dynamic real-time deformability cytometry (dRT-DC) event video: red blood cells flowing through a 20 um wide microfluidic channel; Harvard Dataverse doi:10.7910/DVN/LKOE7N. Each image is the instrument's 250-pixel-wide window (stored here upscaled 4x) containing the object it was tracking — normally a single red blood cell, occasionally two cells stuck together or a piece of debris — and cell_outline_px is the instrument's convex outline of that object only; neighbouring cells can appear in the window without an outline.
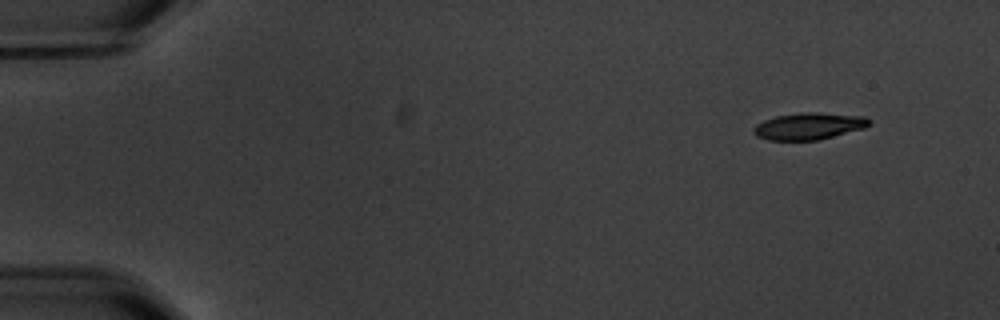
{"species": "common noctule bat (a hibernating species)", "species_latin": "Nyctalus noctula", "temperature_condition": "warm", "stored_images_in_passage": 5, "camera_frame_rate_fps": 3000, "um_per_image_px": 0.085, "animal": {"sex": "male", "body_mass_g": 20.1, "forearm_length_mm": 53.5}, "frame": {"image": 1, "passage_image": 1, "time_ms": 0.0, "image_size_px": [1000, 320], "cell_outline_px": [[872, 124], [864, 128], [816, 140], [768, 140], [756, 136], [752, 132], [752, 128], [756, 124], [764, 120], [776, 116], [800, 112], [816, 112], [864, 116], [872, 120]], "centroid_in_image_um": [68.74, 10.71], "position_along_channel_um": 16.3, "area_um2": 18.15}}